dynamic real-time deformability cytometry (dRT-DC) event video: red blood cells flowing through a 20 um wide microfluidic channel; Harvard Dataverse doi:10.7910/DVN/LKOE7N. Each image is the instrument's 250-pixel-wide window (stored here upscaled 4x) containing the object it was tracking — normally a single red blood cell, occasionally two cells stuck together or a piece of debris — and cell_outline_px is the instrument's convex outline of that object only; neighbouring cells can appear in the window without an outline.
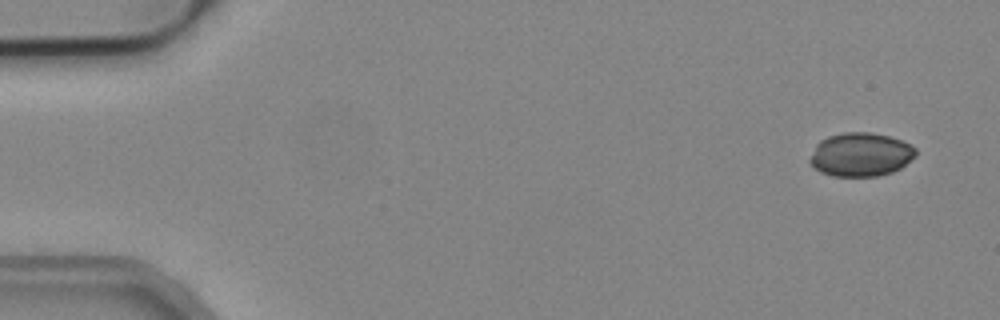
{"species": "common noctule bat (a hibernating species)", "species_latin": "Nyctalus noctula", "temperature_condition": "cold", "stored_images_in_passage": 3, "camera_frame_rate_fps": 3000, "um_per_image_px": 0.085, "animal": {"sex": "male", "body_mass_g": 19.2, "forearm_length_mm": 51.8}, "frame": {"image": 1, "passage_image": 3, "time_ms": 0.667, "image_size_px": [1000, 320], "cell_outline_px": [[916, 156], [900, 168], [892, 172], [876, 176], [832, 176], [820, 172], [808, 160], [816, 144], [820, 140], [828, 136], [844, 132], [868, 132], [888, 136], [912, 144], [916, 148]], "centroid_in_image_um": [73.16, 13.13], "position_along_channel_um": 11.8, "area_um2": 26.99}}